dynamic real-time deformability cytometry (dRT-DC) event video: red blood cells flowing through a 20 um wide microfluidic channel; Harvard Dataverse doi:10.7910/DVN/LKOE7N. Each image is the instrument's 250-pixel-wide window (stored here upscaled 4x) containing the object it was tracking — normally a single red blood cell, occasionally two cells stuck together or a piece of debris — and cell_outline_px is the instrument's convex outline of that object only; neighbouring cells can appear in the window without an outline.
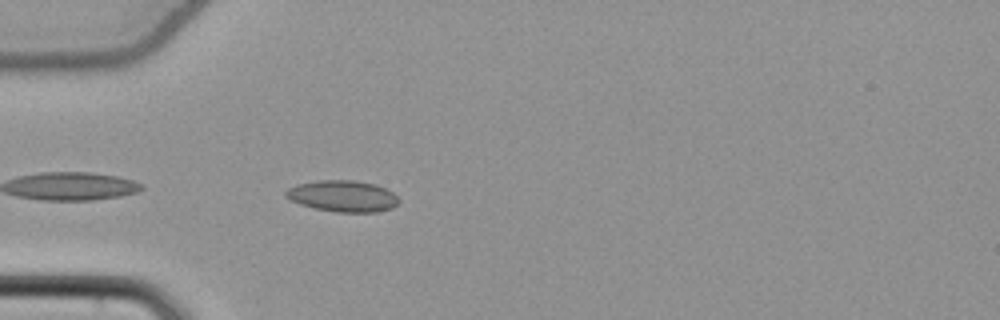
{"species": "common noctule bat (a hibernating species)", "species_latin": "Nyctalus noctula", "temperature_condition": "cold", "stored_images_in_passage": 9, "camera_frame_rate_fps": 3000, "um_per_image_px": 0.085, "animal": {"sex": "female", "body_mass_g": 22.7, "forearm_length_mm": 54.2}, "frame": {"image": 1, "passage_image": 2, "time_ms": 0.333, "image_size_px": [1000, 320], "cell_outline_px": [[400, 200], [392, 208], [376, 212], [336, 212], [316, 208], [300, 204], [284, 196], [284, 192], [288, 188], [296, 184], [316, 180], [352, 180], [376, 184], [392, 192]], "centroid_in_image_um": [29.11, 16.66], "position_along_channel_um": 55.9, "area_um2": 20.63}}
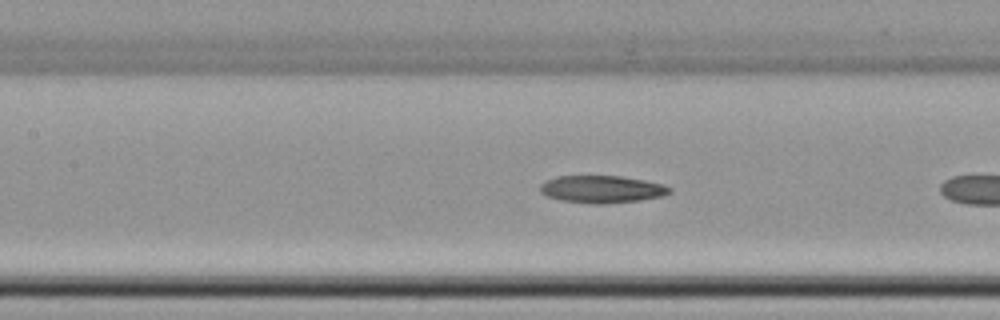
{"frame": {"image": 2, "passage_image": 8, "time_ms": 2.333, "image_size_px": [1000, 320], "cell_outline_px": [[672, 192], [664, 196], [640, 200], [604, 204], [588, 204], [560, 200], [548, 196], [540, 192], [540, 184], [556, 176], [620, 176], [644, 180], [660, 184], [672, 188]], "centroid_in_image_um": [51.16, 16.09], "position_along_channel_um": 156.2, "area_um2": 20.69}}